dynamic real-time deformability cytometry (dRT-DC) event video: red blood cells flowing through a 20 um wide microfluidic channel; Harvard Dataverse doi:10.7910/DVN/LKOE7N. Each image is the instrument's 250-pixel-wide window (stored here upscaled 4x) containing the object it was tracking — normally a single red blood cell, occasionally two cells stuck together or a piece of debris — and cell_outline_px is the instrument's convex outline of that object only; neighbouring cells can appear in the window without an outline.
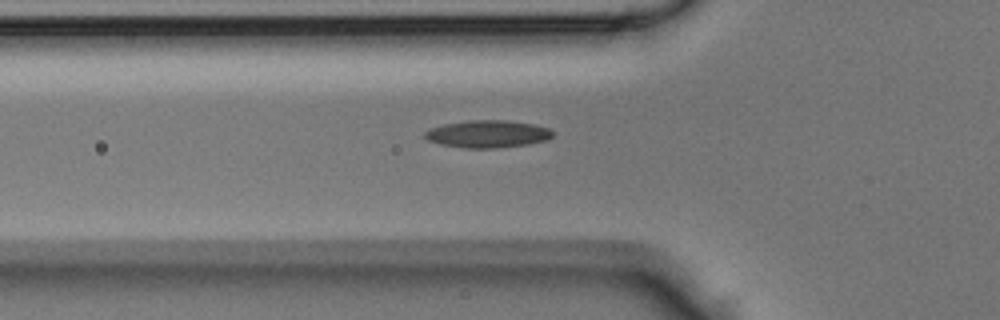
{"species": "Egyptian fruit bat (a non-hibernating species)", "species_latin": "Rousettus aegyptiacus", "temperature_condition": "room temperature", "stored_images_in_passage": 31, "camera_frame_rate_fps": 3000, "um_per_image_px": 0.085, "animal": {"sex": "male"}, "frame": {"image": 1, "passage_image": 2, "time_ms": 0.333, "image_size_px": [1000, 320], "cell_outline_px": [[552, 136], [548, 140], [528, 144], [496, 148], [464, 148], [440, 144], [428, 140], [424, 136], [424, 132], [432, 128], [444, 124], [468, 120], [504, 120], [532, 124], [548, 128], [552, 132]], "centroid_in_image_um": [41.44, 11.39], "position_along_channel_um": 84.4, "area_um2": 20.29}}
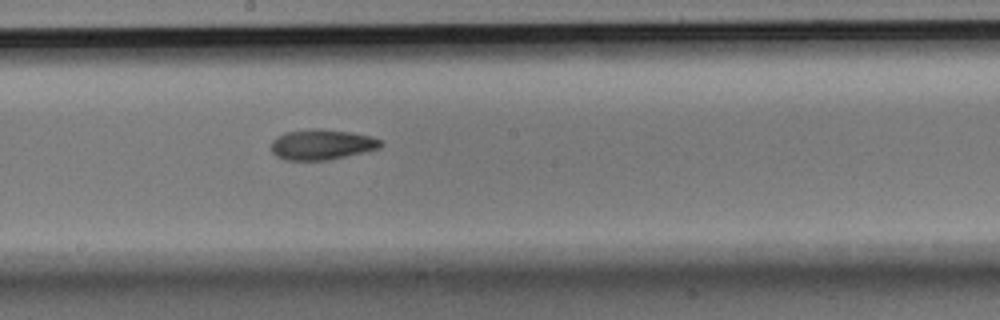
{"frame": {"image": 2, "passage_image": 11, "time_ms": 3.333, "image_size_px": [1000, 320], "cell_outline_px": [[384, 144], [380, 148], [328, 160], [284, 160], [276, 156], [272, 152], [272, 140], [276, 136], [284, 132], [312, 128], [320, 128], [352, 132], [372, 136], [384, 140]], "centroid_in_image_um": [27.37, 12.27], "position_along_channel_um": 220.8, "area_um2": 19.71}}
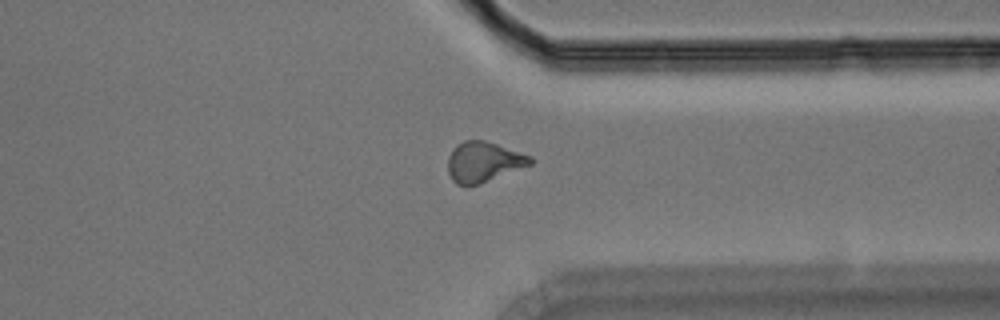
{"frame": {"image": 3, "passage_image": 21, "time_ms": 6.667, "image_size_px": [1000, 320], "cell_outline_px": [[536, 160], [532, 164], [480, 184], [456, 184], [452, 180], [448, 172], [448, 156], [452, 148], [456, 144], [464, 140], [484, 140], [532, 156]], "centroid_in_image_um": [41.1, 13.74], "position_along_channel_um": 370.3, "area_um2": 19.36}}